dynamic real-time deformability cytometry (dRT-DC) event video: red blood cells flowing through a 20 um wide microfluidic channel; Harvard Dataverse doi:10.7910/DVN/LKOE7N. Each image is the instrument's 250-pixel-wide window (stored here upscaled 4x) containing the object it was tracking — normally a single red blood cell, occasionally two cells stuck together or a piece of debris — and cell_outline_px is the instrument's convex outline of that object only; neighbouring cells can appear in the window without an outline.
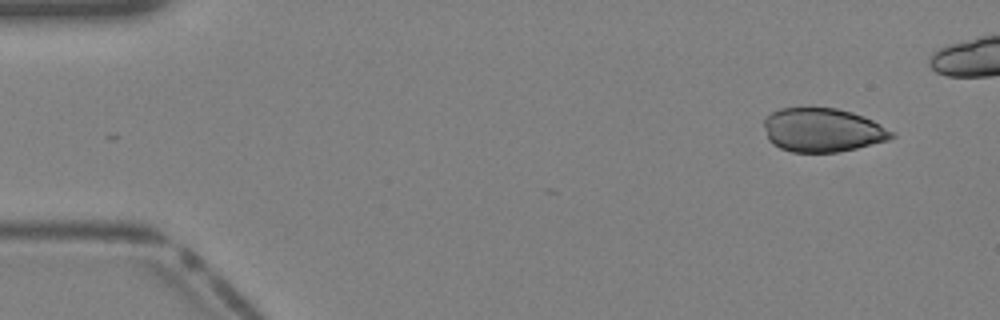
{"species": "Egyptian fruit bat (a non-hibernating species)", "species_latin": "Rousettus aegyptiacus", "temperature_condition": "warm", "stored_images_in_passage": 34, "camera_frame_rate_fps": 3000, "um_per_image_px": 0.085, "animal": {"sex": "female"}, "frame": {"image": 1, "passage_image": 1, "time_ms": 0.0, "image_size_px": [1000, 320], "cell_outline_px": [[896, 136], [888, 140], [856, 148], [836, 152], [792, 152], [780, 148], [772, 144], [768, 140], [764, 128], [764, 116], [780, 108], [836, 108], [852, 112], [864, 116], [872, 120], [892, 132]], "centroid_in_image_um": [69.87, 11.05], "position_along_channel_um": 15.1, "area_um2": 32.54}}
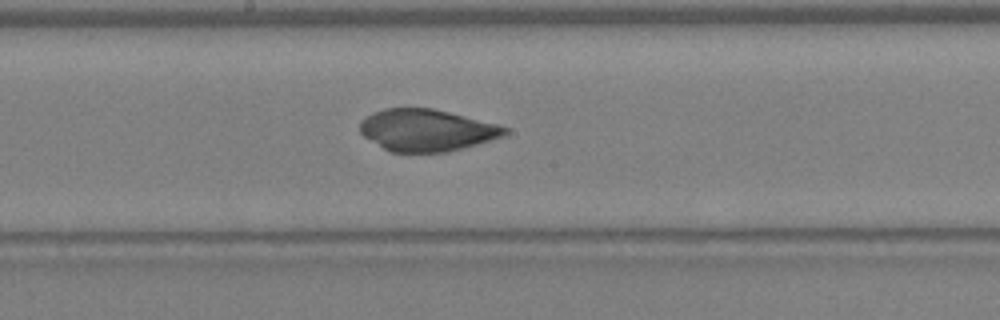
{"frame": {"image": 2, "passage_image": 19, "time_ms": 6.0, "image_size_px": [1000, 320], "cell_outline_px": [[508, 132], [500, 136], [488, 140], [448, 152], [388, 152], [364, 136], [360, 132], [360, 120], [372, 112], [384, 108], [432, 108], [496, 124], [508, 128]], "centroid_in_image_um": [36.18, 11.06], "position_along_channel_um": 212.0, "area_um2": 35.03}}
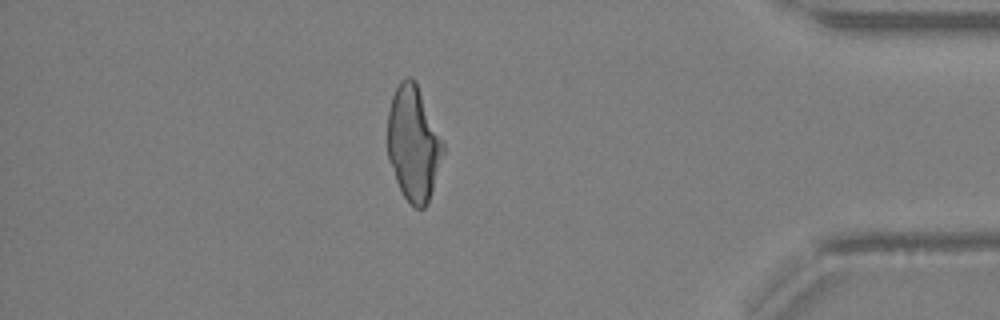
{"frame": {"image": 3, "passage_image": 32, "time_ms": 10.333, "image_size_px": [1000, 320], "cell_outline_px": [[444, 152], [428, 204], [424, 208], [416, 208], [404, 196], [396, 180], [388, 160], [388, 108], [392, 96], [400, 80], [408, 76], [412, 76], [416, 80], [444, 144]], "centroid_in_image_um": [35.14, 12.16], "position_along_channel_um": 400.1, "area_um2": 37.11}}